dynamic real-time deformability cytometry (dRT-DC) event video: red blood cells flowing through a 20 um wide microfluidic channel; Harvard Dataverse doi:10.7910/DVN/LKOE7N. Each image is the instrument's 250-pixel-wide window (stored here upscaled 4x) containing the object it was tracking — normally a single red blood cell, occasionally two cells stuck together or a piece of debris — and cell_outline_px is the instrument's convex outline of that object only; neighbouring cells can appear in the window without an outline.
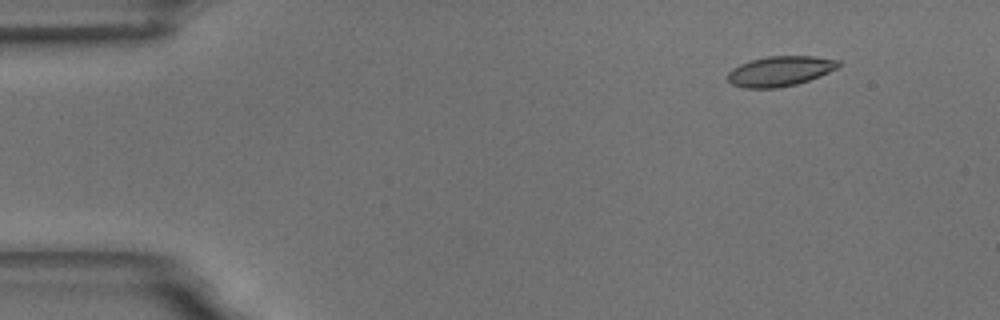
{"species": "common noctule bat (a hibernating species)", "species_latin": "Nyctalus noctula", "temperature_condition": "room temperature", "stored_images_in_passage": 5, "segment_of_instrument_passage": [1, 2], "camera_frame_rate_fps": 3000, "um_per_image_px": 0.085, "animal": {"sex": "male", "body_mass_g": 18.8}, "frame": {"image": 1, "passage_image": 1, "time_ms": 0.0, "image_size_px": [1000, 320], "cell_outline_px": [[840, 64], [836, 68], [828, 72], [808, 80], [796, 84], [776, 88], [744, 88], [732, 84], [728, 80], [728, 72], [732, 68], [740, 64], [752, 60], [768, 56], [816, 56], [840, 60]], "centroid_in_image_um": [66.29, 6.04], "position_along_channel_um": 18.7, "area_um2": 19.25}}
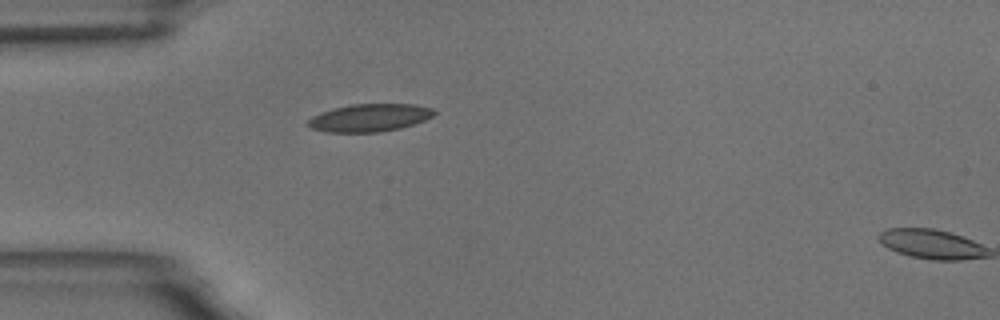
{"frame": {"image": 2, "passage_image": 4, "time_ms": 3.333, "image_size_px": [1000, 320], "cell_outline_px": [[436, 112], [432, 116], [424, 120], [400, 128], [380, 132], [324, 132], [312, 128], [304, 124], [312, 116], [320, 112], [332, 108], [352, 104], [416, 104], [432, 108]], "centroid_in_image_um": [31.37, 10.0], "position_along_channel_um": 53.6, "area_um2": 20.46}}